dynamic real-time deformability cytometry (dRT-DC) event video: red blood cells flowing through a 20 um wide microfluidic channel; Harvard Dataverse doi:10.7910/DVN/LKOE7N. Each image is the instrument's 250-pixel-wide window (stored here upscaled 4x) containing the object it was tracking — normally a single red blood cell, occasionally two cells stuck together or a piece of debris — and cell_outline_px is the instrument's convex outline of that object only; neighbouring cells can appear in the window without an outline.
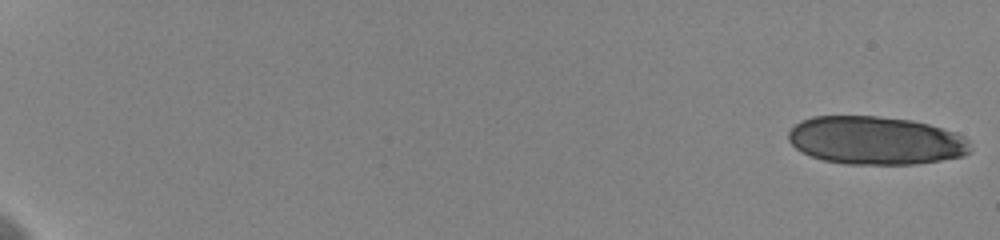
{"species": "human", "species_latin": "Homo sapiens", "temperature_condition": "cold", "stored_images_in_passage": 24, "camera_frame_rate_fps": 3000, "um_per_image_px": 0.085, "donor": {"sex": "female"}, "frame": {"image": 1, "passage_image": 1, "time_ms": 0.0, "image_size_px": [1000, 240], "cell_outline_px": [[972, 152], [964, 156], [916, 164], [844, 164], [824, 160], [812, 156], [796, 148], [788, 140], [788, 132], [800, 120], [812, 116], [876, 116], [912, 120], [928, 124], [956, 132], [964, 136], [968, 140], [972, 148]], "centroid_in_image_um": [74.46, 11.94], "position_along_channel_um": 10.5, "area_um2": 51.33}}
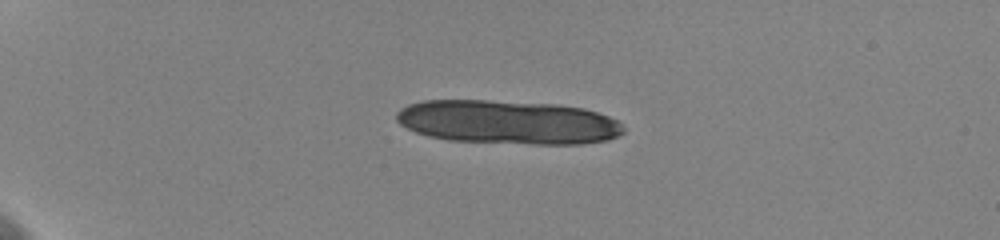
{"frame": {"image": 2, "passage_image": 16, "time_ms": 5.0, "image_size_px": [1000, 240], "cell_outline_px": [[624, 132], [608, 140], [580, 144], [532, 144], [452, 140], [428, 136], [416, 132], [400, 124], [396, 120], [396, 112], [400, 108], [408, 104], [424, 100], [488, 100], [556, 104], [580, 108], [596, 112], [608, 116], [616, 120], [624, 128]], "centroid_in_image_um": [43.14, 10.38], "position_along_channel_um": 41.9, "area_um2": 57.92}}